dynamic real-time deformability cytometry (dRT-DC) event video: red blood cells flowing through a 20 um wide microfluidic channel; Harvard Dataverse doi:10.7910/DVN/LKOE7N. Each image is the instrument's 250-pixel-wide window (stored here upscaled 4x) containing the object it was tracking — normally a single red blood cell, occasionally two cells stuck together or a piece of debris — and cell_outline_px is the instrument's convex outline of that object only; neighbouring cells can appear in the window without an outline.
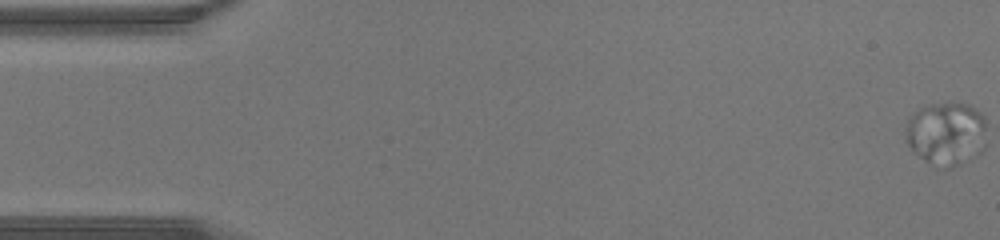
{"species": "human", "species_latin": "Homo sapiens", "temperature_condition": "warm", "stored_images_in_passage": 45, "segment_of_instrument_passage": [1, 2], "camera_frame_rate_fps": 3000, "um_per_image_px": 0.085, "donor": {"sex": "male"}, "frame": {"image": 1, "passage_image": 1, "time_ms": 0.0, "image_size_px": [1000, 240], "cell_outline_px": [[984, 128], [928, 160], [924, 160], [912, 152], [908, 144], [904, 128], [912, 112], [920, 108], [932, 104], [956, 100], [968, 104], [980, 112], [984, 116]], "centroid_in_image_um": [80.02, 10.82], "position_along_channel_um": 5.0, "area_um2": 22.95}}
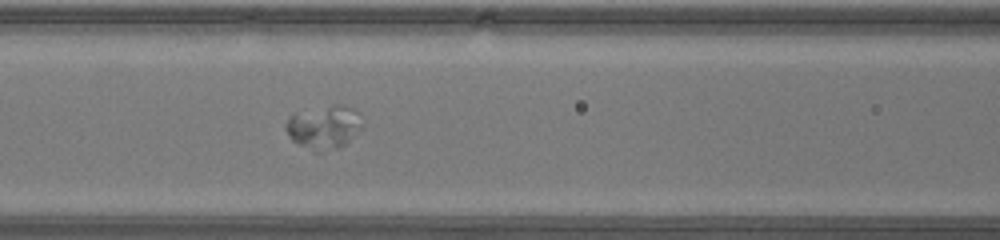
{"frame": {"image": 2, "passage_image": 20, "time_ms": 6.333, "image_size_px": [1000, 240], "cell_outline_px": [[364, 128], [340, 148], [324, 152], [316, 152], [292, 140], [288, 136], [284, 128], [284, 124], [288, 116], [296, 112], [332, 104], [340, 104], [352, 108], [360, 112], [364, 124]], "centroid_in_image_um": [27.56, 10.79], "position_along_channel_um": 139.0, "area_um2": 20.06}}
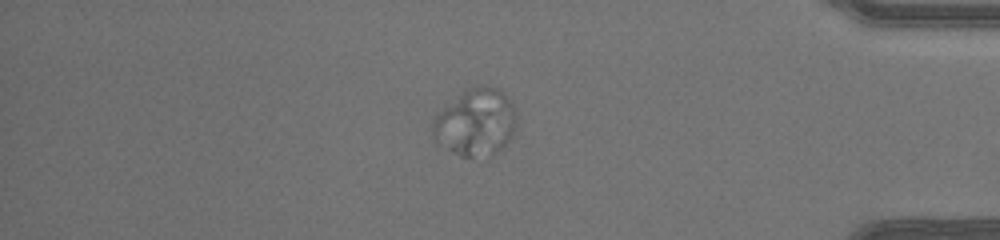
{"frame": {"image": 3, "passage_image": 39, "time_ms": 12.667, "image_size_px": [1000, 240], "cell_outline_px": [[516, 116], [512, 132], [504, 144], [488, 160], [460, 156], [436, 144], [432, 140], [432, 120], [444, 108], [468, 88], [480, 84], [488, 84], [500, 88], [512, 100]], "centroid_in_image_um": [40.41, 10.42], "position_along_channel_um": 394.8, "area_um2": 33.29}}